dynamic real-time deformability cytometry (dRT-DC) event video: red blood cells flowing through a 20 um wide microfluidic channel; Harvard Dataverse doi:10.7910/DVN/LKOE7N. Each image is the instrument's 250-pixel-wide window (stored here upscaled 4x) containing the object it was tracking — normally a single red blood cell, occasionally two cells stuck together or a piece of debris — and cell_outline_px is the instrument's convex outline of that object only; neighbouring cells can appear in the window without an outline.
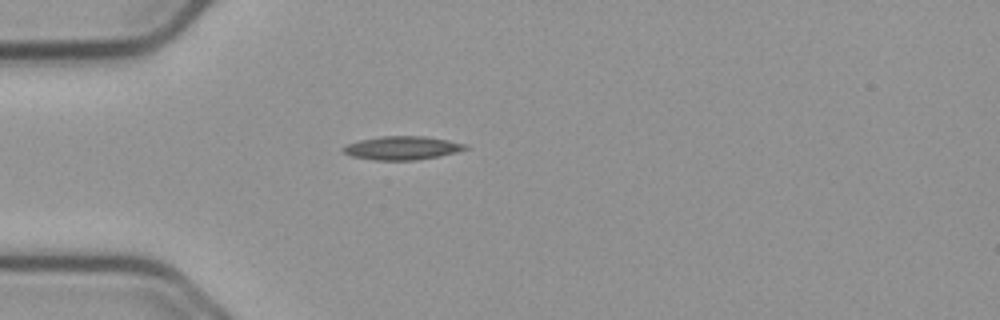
{"species": "common noctule bat (a hibernating species)", "species_latin": "Nyctalus noctula", "temperature_condition": "cold", "stored_images_in_passage": 44, "camera_frame_rate_fps": 3000, "um_per_image_px": 0.085, "animal": {"sex": "male", "body_mass_g": 23.1, "forearm_length_mm": 52.7}, "frame": {"image": 1, "passage_image": 4, "time_ms": 1.0, "image_size_px": [1000, 320], "cell_outline_px": [[468, 148], [456, 152], [416, 160], [372, 160], [352, 156], [344, 152], [344, 148], [348, 144], [360, 140], [380, 136], [424, 136], [448, 140], [464, 144]], "centroid_in_image_um": [34.17, 12.57], "position_along_channel_um": 50.8, "area_um2": 16.42}}
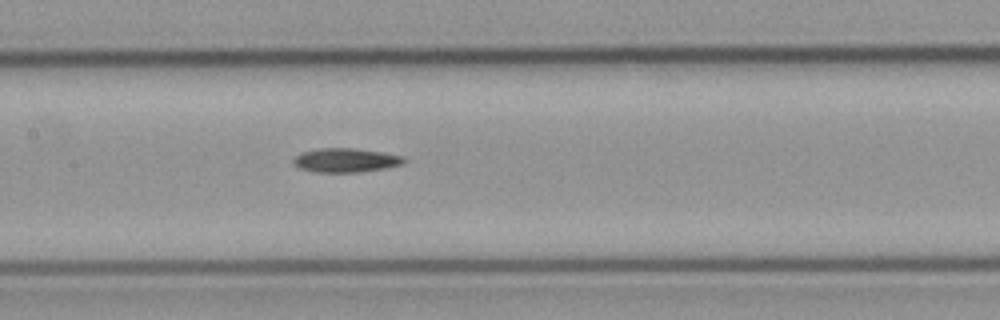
{"frame": {"image": 2, "passage_image": 15, "time_ms": 4.667, "image_size_px": [1000, 320], "cell_outline_px": [[408, 160], [404, 164], [384, 168], [360, 172], [312, 172], [300, 168], [292, 164], [292, 160], [300, 152], [320, 148], [352, 148], [380, 152], [404, 156]], "centroid_in_image_um": [29.37, 13.62], "position_along_channel_um": 178.0, "area_um2": 15.61}}
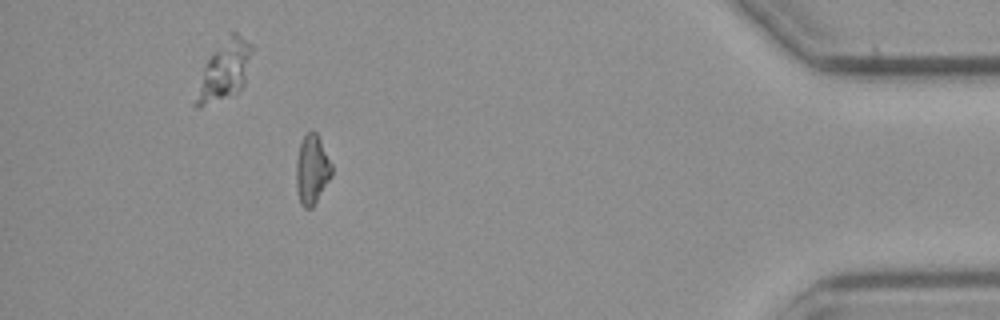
{"frame": {"image": 3, "passage_image": 38, "time_ms": 12.333, "image_size_px": [1000, 320], "cell_outline_px": [[332, 176], [312, 208], [304, 208], [300, 204], [296, 188], [296, 160], [300, 144], [304, 136], [308, 132], [316, 132], [332, 164]], "centroid_in_image_um": [26.51, 14.45], "position_along_channel_um": 408.7, "area_um2": 14.33}, "authors_computed_cell_mechanics": {"area_um2": 14.9702, "velocity_mm_per_s": 3.7512, "shape_relaxation_time_tau1_ms": null, "shape_relaxation_time_tau2_ms": 10.0461, "deformation_change_tau1": null, "deformation_change_tau2": 0.2248}}